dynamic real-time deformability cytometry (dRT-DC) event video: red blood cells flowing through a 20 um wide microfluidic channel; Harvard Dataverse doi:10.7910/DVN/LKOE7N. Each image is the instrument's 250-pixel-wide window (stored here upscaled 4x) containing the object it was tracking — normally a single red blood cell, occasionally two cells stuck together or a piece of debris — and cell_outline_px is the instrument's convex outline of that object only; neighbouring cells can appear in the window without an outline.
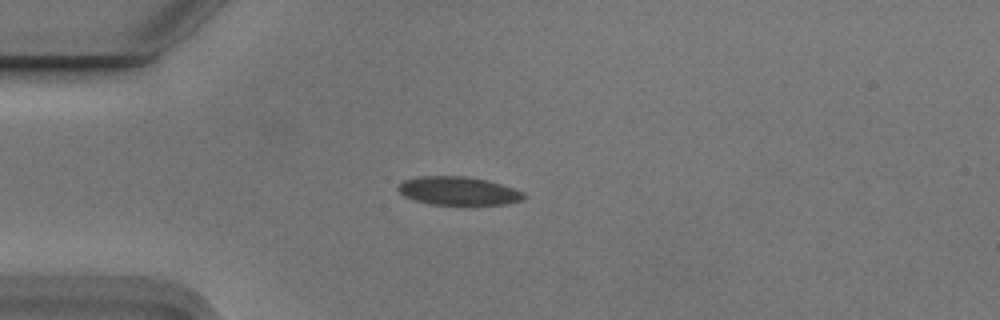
{"species": "Egyptian fruit bat (a non-hibernating species)", "species_latin": "Rousettus aegyptiacus", "temperature_condition": "cold", "stored_images_in_passage": 5, "camera_frame_rate_fps": 3000, "um_per_image_px": 0.085, "animal": {"sex": "male"}, "frame": {"image": 1, "passage_image": 3, "time_ms": 0.667, "image_size_px": [1000, 320], "cell_outline_px": [[524, 196], [520, 200], [508, 204], [432, 204], [416, 200], [404, 196], [396, 188], [404, 180], [420, 176], [464, 176], [488, 180], [524, 192]], "centroid_in_image_um": [38.94, 16.21], "position_along_channel_um": 46.1, "area_um2": 20.46}}